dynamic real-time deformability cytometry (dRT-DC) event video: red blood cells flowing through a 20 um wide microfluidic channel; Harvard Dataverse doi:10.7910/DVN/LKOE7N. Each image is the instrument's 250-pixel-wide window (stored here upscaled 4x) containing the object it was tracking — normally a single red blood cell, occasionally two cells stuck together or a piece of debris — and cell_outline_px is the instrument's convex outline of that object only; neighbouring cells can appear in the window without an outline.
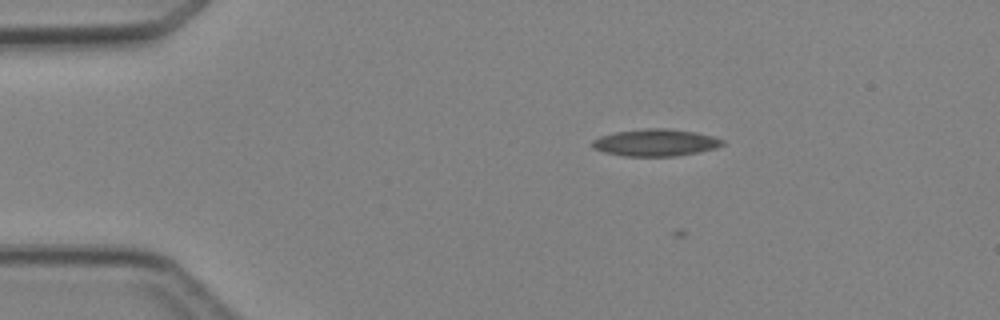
{"species": "Egyptian fruit bat (a non-hibernating species)", "species_latin": "Rousettus aegyptiacus", "temperature_condition": "cold", "stored_images_in_passage": 2, "camera_frame_rate_fps": 3000, "um_per_image_px": 0.085, "animal": {"sex": "female"}, "frame": {"image": 1, "passage_image": 2, "time_ms": 1.333, "image_size_px": [1000, 320], "cell_outline_px": [[724, 144], [716, 148], [676, 156], [624, 156], [604, 152], [592, 148], [592, 140], [600, 136], [616, 132], [648, 128], [668, 128], [696, 132], [712, 136], [724, 140]], "centroid_in_image_um": [55.71, 12.12], "position_along_channel_um": 29.3, "area_um2": 20.46}}